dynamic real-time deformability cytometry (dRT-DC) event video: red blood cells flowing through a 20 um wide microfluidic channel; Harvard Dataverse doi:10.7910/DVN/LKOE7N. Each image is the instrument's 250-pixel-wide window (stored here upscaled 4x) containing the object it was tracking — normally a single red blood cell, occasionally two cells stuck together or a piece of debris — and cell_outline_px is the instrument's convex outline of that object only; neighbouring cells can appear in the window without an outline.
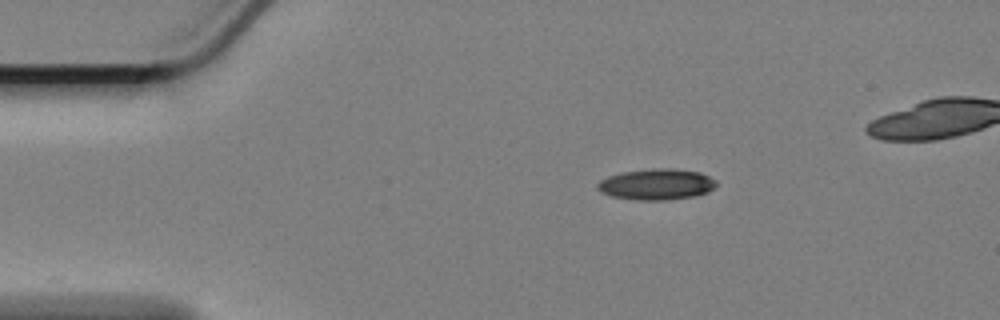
{"species": "Egyptian fruit bat (a non-hibernating species)", "species_latin": "Rousettus aegyptiacus", "temperature_condition": "cold", "stored_images_in_passage": 45, "camera_frame_rate_fps": 3000, "um_per_image_px": 0.085, "animal": {"sex": "female"}, "frame": {"image": 1, "passage_image": 1, "time_ms": 0.0, "image_size_px": [1000, 320], "cell_outline_px": [[716, 184], [708, 192], [692, 196], [668, 200], [636, 200], [612, 196], [600, 192], [596, 188], [596, 184], [600, 180], [608, 176], [620, 172], [652, 168], [672, 168], [700, 172], [716, 180]], "centroid_in_image_um": [55.76, 15.66], "position_along_channel_um": 29.2, "area_um2": 21.56}}
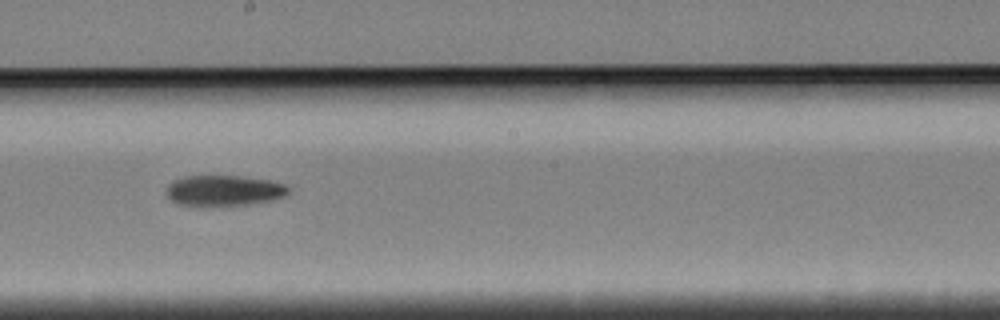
{"frame": {"image": 2, "passage_image": 23, "time_ms": 7.333, "image_size_px": [1000, 320], "cell_outline_px": [[292, 188], [284, 196], [272, 200], [248, 204], [204, 208], [180, 204], [172, 200], [168, 196], [168, 184], [184, 176], [236, 176], [268, 180], [284, 184]], "centroid_in_image_um": [19.04, 16.23], "position_along_channel_um": 229.2, "area_um2": 22.02}}
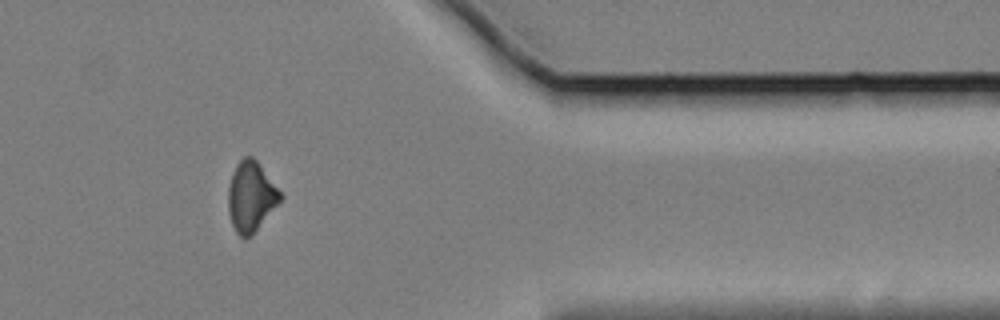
{"frame": {"image": 3, "passage_image": 39, "time_ms": 12.667, "image_size_px": [1000, 320], "cell_outline_px": [[284, 196], [252, 236], [244, 240], [236, 232], [232, 224], [228, 212], [228, 188], [232, 172], [236, 164], [244, 156], [252, 156], [256, 160]], "centroid_in_image_um": [21.32, 16.73], "position_along_channel_um": 390.1, "area_um2": 21.33}}